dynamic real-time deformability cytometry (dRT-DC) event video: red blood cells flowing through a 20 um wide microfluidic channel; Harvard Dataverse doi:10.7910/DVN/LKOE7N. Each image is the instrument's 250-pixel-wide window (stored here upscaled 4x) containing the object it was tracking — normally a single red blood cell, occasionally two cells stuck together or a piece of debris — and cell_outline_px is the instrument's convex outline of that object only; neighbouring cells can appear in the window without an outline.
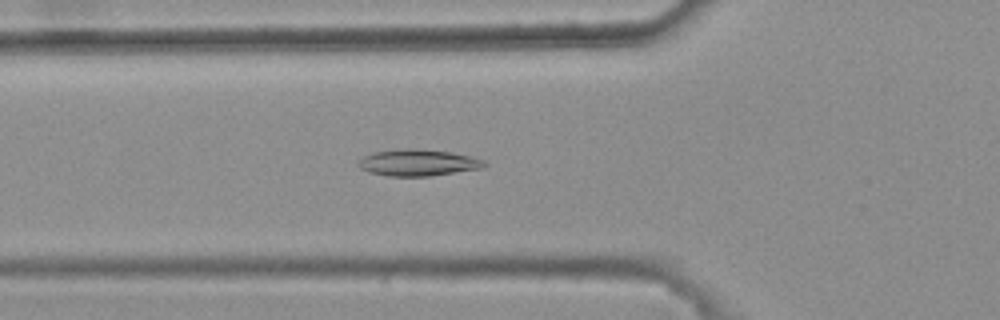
{"species": "common noctule bat (a hibernating species)", "species_latin": "Nyctalus noctula", "temperature_condition": "warm", "stored_images_in_passage": 43, "camera_frame_rate_fps": 3000, "um_per_image_px": 0.085, "animal": {"sex": "female", "body_mass_g": 25.1}, "frame": {"image": 1, "passage_image": 15, "time_ms": 4.667, "image_size_px": [1000, 320], "cell_outline_px": [[488, 164], [484, 168], [428, 176], [388, 176], [368, 172], [360, 168], [356, 164], [364, 156], [372, 152], [400, 148], [412, 148], [452, 152], [484, 160]], "centroid_in_image_um": [35.51, 13.82], "position_along_channel_um": 90.3, "area_um2": 19.59}}
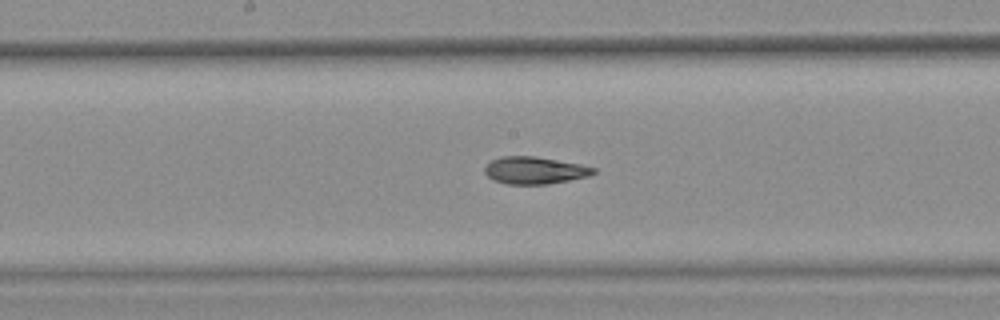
{"frame": {"image": 2, "passage_image": 24, "time_ms": 7.667, "image_size_px": [1000, 320], "cell_outline_px": [[596, 172], [588, 176], [548, 184], [508, 184], [492, 180], [484, 172], [484, 168], [492, 160], [500, 156], [532, 156], [580, 164], [596, 168]], "centroid_in_image_um": [45.42, 14.48], "position_along_channel_um": 202.8, "area_um2": 17.11}}
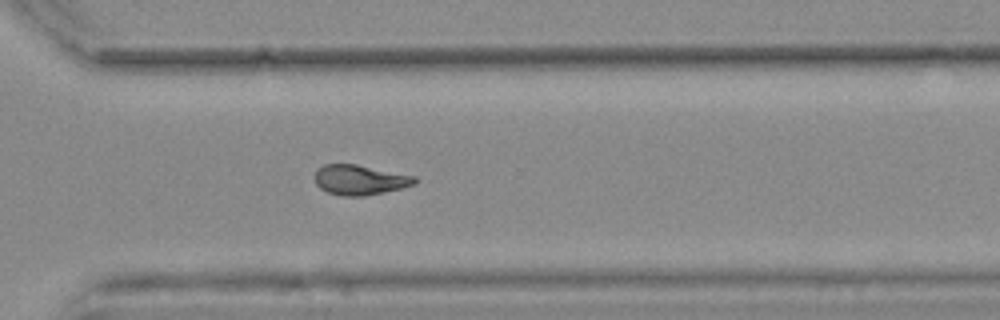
{"frame": {"image": 3, "passage_image": 35, "time_ms": 11.333, "image_size_px": [1000, 320], "cell_outline_px": [[416, 184], [384, 192], [364, 196], [340, 196], [328, 192], [320, 188], [316, 184], [312, 176], [316, 168], [324, 164], [356, 164], [416, 176]], "centroid_in_image_um": [30.53, 15.28], "position_along_channel_um": 340.1, "area_um2": 17.69}, "authors_computed_cell_mechanics": {"area_um2": 17.918, "velocity_mm_per_s": 3.7372, "shape_relaxation_time_tau1_ms": null, "shape_relaxation_time_tau2_ms": 2.1913, "deformation_change_tau1": null, "deformation_change_tau2": 0.0729}}